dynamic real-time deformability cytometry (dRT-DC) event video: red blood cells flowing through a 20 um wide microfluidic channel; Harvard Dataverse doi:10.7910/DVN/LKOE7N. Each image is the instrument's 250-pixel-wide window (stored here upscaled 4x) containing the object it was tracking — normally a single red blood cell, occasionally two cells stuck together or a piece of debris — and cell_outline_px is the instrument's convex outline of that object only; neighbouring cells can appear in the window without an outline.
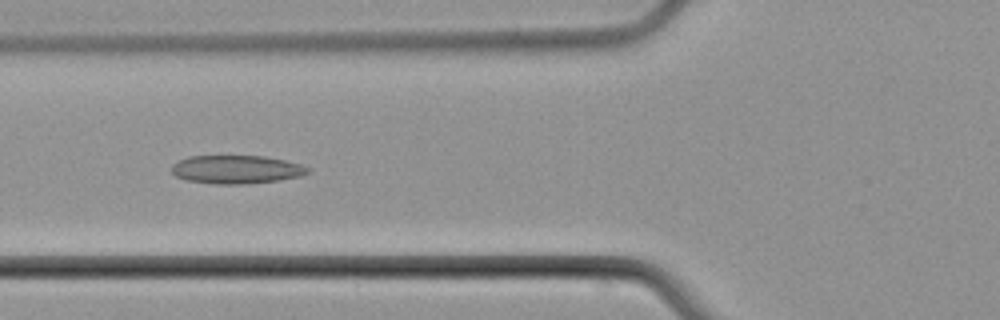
{"species": "common noctule bat (a hibernating species)", "species_latin": "Nyctalus noctula", "temperature_condition": "cold", "stored_images_in_passage": 9, "camera_frame_rate_fps": 3000, "um_per_image_px": 0.085, "animal": {"sex": "male", "body_mass_g": 21.5, "forearm_length_mm": 52.0}, "frame": {"image": 1, "passage_image": 6, "time_ms": 7.0, "image_size_px": [1000, 320], "cell_outline_px": [[312, 172], [300, 176], [276, 180], [240, 184], [212, 184], [188, 180], [176, 176], [172, 172], [172, 164], [188, 156], [264, 156], [284, 160], [300, 164], [312, 168]], "centroid_in_image_um": [20.11, 14.4], "position_along_channel_um": 105.7, "area_um2": 22.43}}
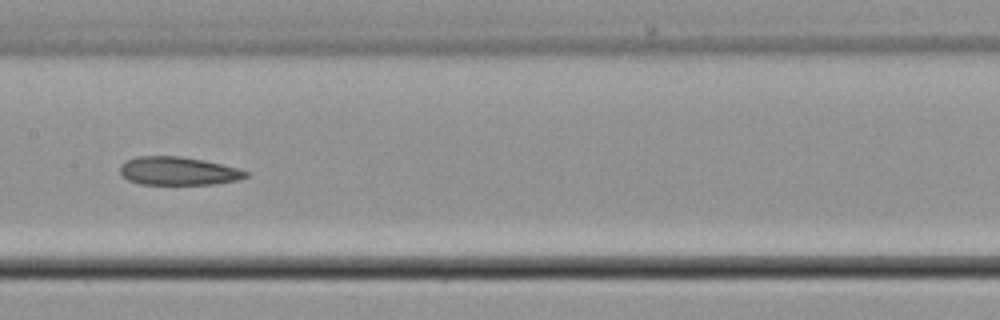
{"frame": {"image": 2, "passage_image": 8, "time_ms": 9.333, "image_size_px": [1000, 320], "cell_outline_px": [[248, 176], [240, 180], [212, 184], [140, 184], [128, 180], [120, 176], [120, 164], [136, 156], [180, 156], [204, 160], [240, 168], [248, 172]], "centroid_in_image_um": [15.15, 14.53], "position_along_channel_um": 192.3, "area_um2": 20.92}}
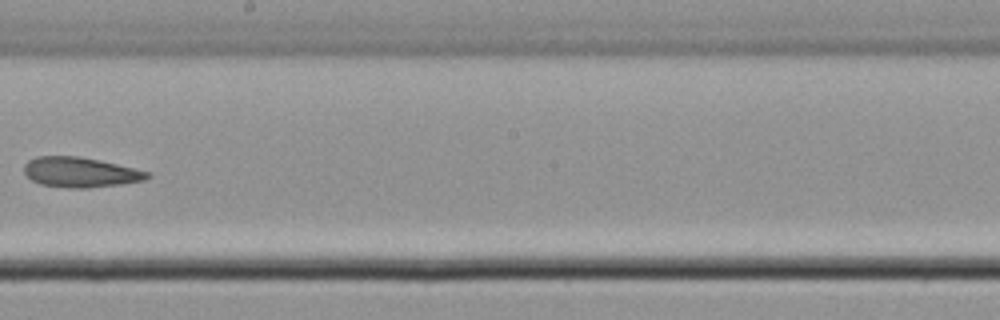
{"frame": {"image": 3, "passage_image": 9, "time_ms": 10.667, "image_size_px": [1000, 320], "cell_outline_px": [[152, 176], [144, 180], [120, 184], [88, 188], [68, 188], [40, 184], [32, 180], [24, 172], [24, 164], [28, 160], [36, 156], [76, 156], [116, 164], [148, 172]], "centroid_in_image_um": [6.78, 14.65], "position_along_channel_um": 241.4, "area_um2": 21.33}}